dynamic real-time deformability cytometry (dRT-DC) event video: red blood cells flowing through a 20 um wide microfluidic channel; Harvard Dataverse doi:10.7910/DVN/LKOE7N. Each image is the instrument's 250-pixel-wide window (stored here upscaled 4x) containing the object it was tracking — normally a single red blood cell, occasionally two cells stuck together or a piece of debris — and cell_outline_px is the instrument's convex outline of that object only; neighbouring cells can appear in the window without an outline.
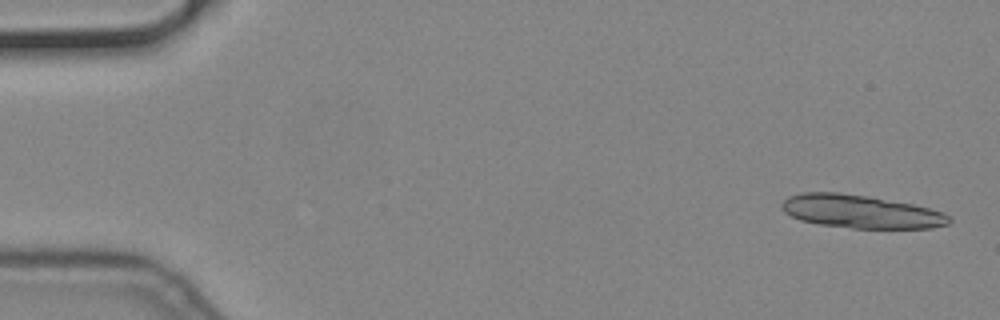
{"species": "common noctule bat (a hibernating species)", "species_latin": "Nyctalus noctula", "temperature_condition": "cold", "stored_images_in_passage": 16, "camera_frame_rate_fps": 3000, "um_per_image_px": 0.085, "animal": {"sex": "male", "body_mass_g": 19.2, "forearm_length_mm": 51.8}, "frame": {"image": 1, "passage_image": 2, "time_ms": 0.333, "image_size_px": [1000, 320], "cell_outline_px": [[952, 220], [948, 224], [932, 228], [852, 228], [820, 224], [800, 220], [784, 212], [780, 208], [780, 204], [788, 196], [804, 192], [840, 192], [868, 196], [912, 204], [928, 208], [940, 212], [948, 216]], "centroid_in_image_um": [73.11, 17.98], "position_along_channel_um": 11.9, "area_um2": 32.25}}